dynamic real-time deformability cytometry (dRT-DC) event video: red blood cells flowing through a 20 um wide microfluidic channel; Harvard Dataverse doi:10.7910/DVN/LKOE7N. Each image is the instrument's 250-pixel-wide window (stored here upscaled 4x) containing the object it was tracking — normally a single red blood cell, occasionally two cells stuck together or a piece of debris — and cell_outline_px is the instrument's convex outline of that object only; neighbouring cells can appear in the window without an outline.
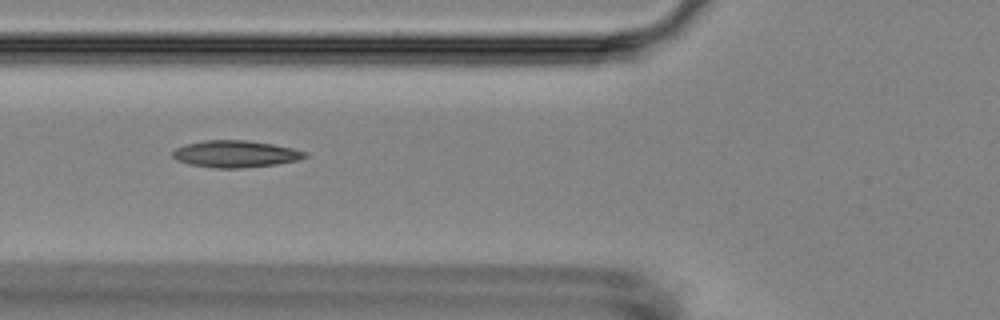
{"species": "Egyptian fruit bat (a non-hibernating species)", "species_latin": "Rousettus aegyptiacus", "temperature_condition": "room temperature", "stored_images_in_passage": 11, "camera_frame_rate_fps": 3000, "um_per_image_px": 0.085, "animal": {"sex": "female"}, "frame": {"image": 1, "passage_image": 2, "time_ms": 1.0, "image_size_px": [1000, 320], "cell_outline_px": [[308, 156], [296, 160], [276, 164], [240, 168], [212, 168], [188, 164], [176, 160], [172, 156], [172, 152], [176, 148], [184, 144], [204, 140], [248, 140], [272, 144], [292, 148], [308, 152]], "centroid_in_image_um": [19.98, 13.08], "position_along_channel_um": 105.8, "area_um2": 20.81}}
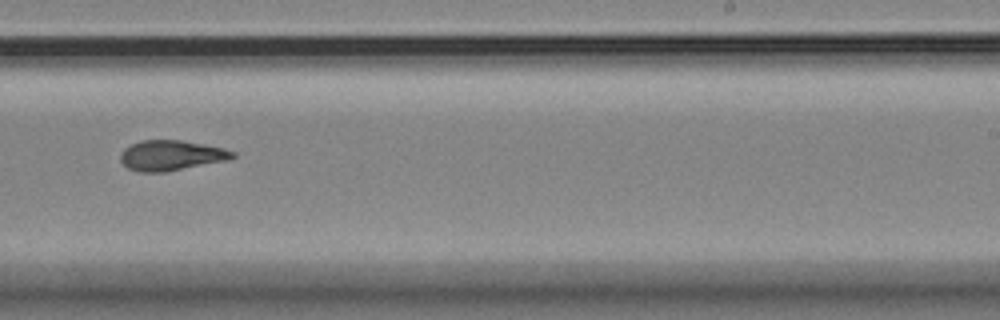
{"frame": {"image": 2, "passage_image": 6, "time_ms": 5.667, "image_size_px": [1000, 320], "cell_outline_px": [[236, 156], [228, 160], [164, 172], [140, 172], [128, 168], [120, 160], [120, 156], [124, 148], [140, 140], [180, 140], [224, 148], [236, 152]], "centroid_in_image_um": [14.55, 13.21], "position_along_channel_um": 274.4, "area_um2": 19.65}}
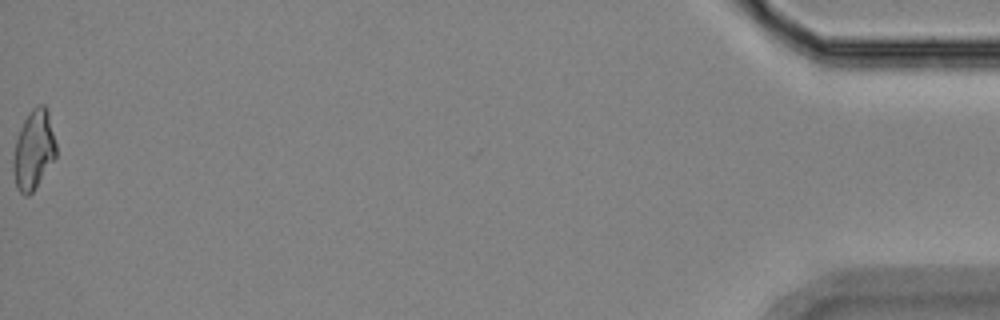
{"frame": {"image": 3, "passage_image": 11, "time_ms": 12.667, "image_size_px": [1000, 320], "cell_outline_px": [[56, 156], [36, 188], [28, 196], [24, 196], [16, 188], [12, 172], [12, 160], [16, 140], [20, 128], [28, 112], [36, 104], [44, 104], [48, 108], [56, 144]], "centroid_in_image_um": [2.85, 12.73], "position_along_channel_um": 432.4, "area_um2": 20.17}, "authors_computed_cell_mechanics": {"area_um2": 19.652, "velocity_mm_per_s": 3.6226, "shape_relaxation_time_tau1_ms": null, "shape_relaxation_time_tau2_ms": 3.3043, "deformation_change_tau1": null, "deformation_change_tau2": 0.0873}}